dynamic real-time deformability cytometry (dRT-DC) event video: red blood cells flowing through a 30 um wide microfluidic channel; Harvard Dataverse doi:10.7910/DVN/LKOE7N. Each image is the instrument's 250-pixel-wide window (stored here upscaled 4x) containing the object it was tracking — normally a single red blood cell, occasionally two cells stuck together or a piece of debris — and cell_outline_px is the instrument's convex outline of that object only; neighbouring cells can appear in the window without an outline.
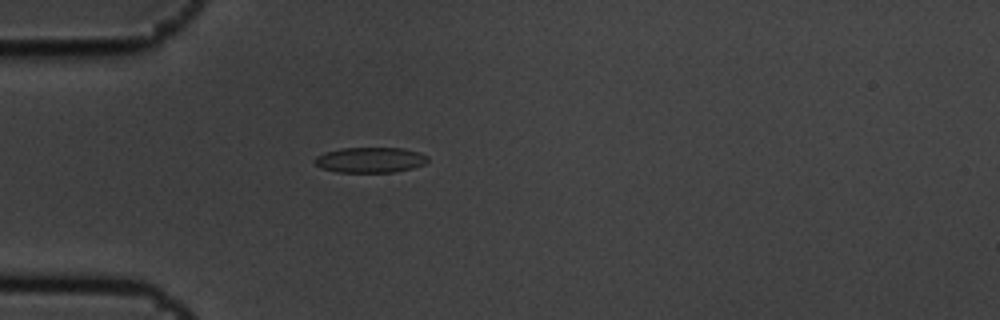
{"species": "common noctule bat (a hibernating species)", "species_latin": "Nyctalus noctula", "temperature_condition": "cold", "stored_images_in_passage": 3, "camera_frame_rate_fps": 3000, "um_per_image_px": 0.085, "animal": {"sex": "male", "body_mass_g": 19.5, "forearm_length_mm": 54.6}, "frame": {"image": 1, "passage_image": 3, "time_ms": 0.667, "image_size_px": [1000, 320], "cell_outline_px": [[428, 160], [424, 164], [412, 168], [396, 172], [336, 172], [320, 168], [312, 160], [316, 156], [324, 152], [340, 148], [404, 148], [420, 152], [428, 156]], "centroid_in_image_um": [31.45, 13.59], "position_along_channel_um": 53.6, "area_um2": 16.94}}